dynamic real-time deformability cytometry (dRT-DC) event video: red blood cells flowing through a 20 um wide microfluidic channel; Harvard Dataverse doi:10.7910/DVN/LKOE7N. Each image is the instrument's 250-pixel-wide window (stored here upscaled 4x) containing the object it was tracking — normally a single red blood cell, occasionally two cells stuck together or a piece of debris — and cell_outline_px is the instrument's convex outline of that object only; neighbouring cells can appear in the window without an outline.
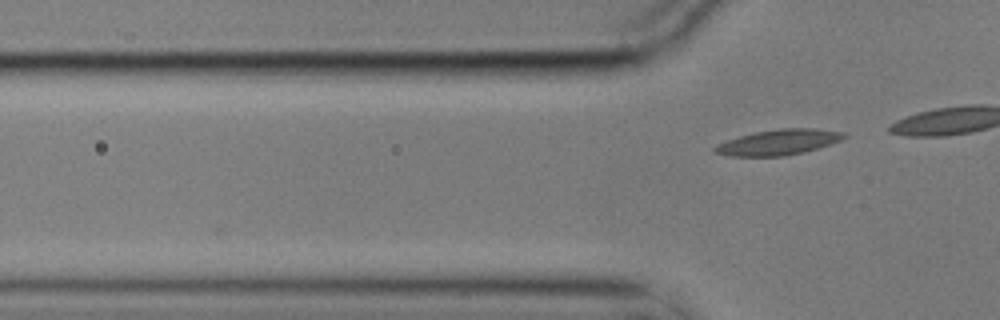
{"species": "common noctule bat (a hibernating species)", "species_latin": "Nyctalus noctula", "temperature_condition": "cold", "stored_images_in_passage": 2, "camera_frame_rate_fps": 3000, "um_per_image_px": 0.085, "animal": {"sex": "male", "body_mass_g": 17.9}, "frame": {"image": 1, "passage_image": 2, "time_ms": 0.333, "image_size_px": [1000, 320], "cell_outline_px": [[848, 136], [840, 140], [804, 152], [784, 156], [728, 156], [712, 152], [712, 148], [716, 144], [740, 136], [756, 132], [780, 128], [816, 128], [844, 132]], "centroid_in_image_um": [66.14, 12.09], "position_along_channel_um": 59.7, "area_um2": 19.13}}